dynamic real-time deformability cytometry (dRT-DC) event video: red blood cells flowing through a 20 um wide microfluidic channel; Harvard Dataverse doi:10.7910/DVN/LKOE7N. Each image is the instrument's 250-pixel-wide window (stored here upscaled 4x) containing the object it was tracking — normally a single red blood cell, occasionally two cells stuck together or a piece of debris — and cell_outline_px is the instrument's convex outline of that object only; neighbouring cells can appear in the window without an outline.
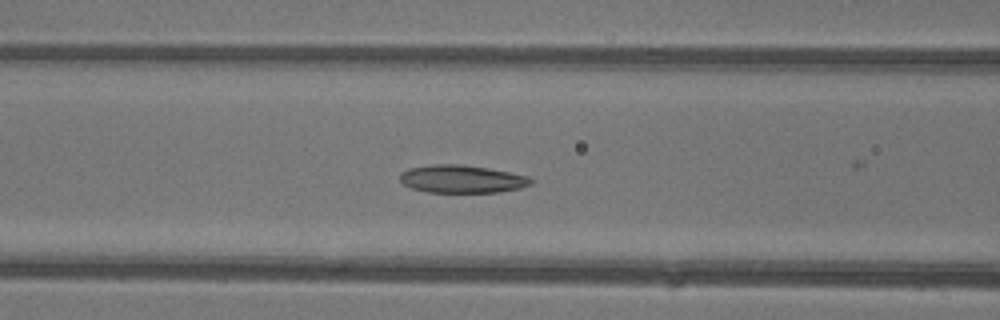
{"species": "common noctule bat (a hibernating species)", "species_latin": "Nyctalus noctula", "temperature_condition": "warm", "stored_images_in_passage": 24, "camera_frame_rate_fps": 3000, "um_per_image_px": 0.085, "animal": {"sex": "female"}, "frame": {"image": 1, "passage_image": 11, "time_ms": 3.333, "image_size_px": [1000, 320], "cell_outline_px": [[532, 184], [520, 188], [500, 192], [428, 192], [412, 188], [404, 184], [400, 180], [400, 176], [408, 168], [432, 164], [456, 164], [488, 168], [528, 176], [532, 180]], "centroid_in_image_um": [39.27, 15.22], "position_along_channel_um": 127.3, "area_um2": 21.04}}
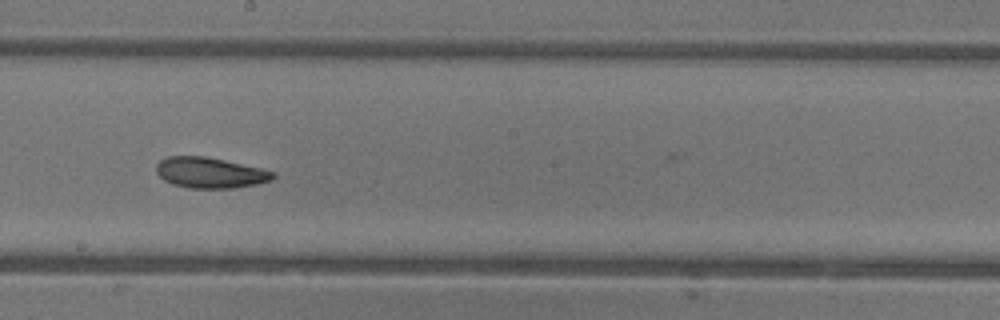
{"frame": {"image": 2, "passage_image": 18, "time_ms": 5.667, "image_size_px": [1000, 320], "cell_outline_px": [[276, 176], [272, 180], [256, 184], [236, 188], [192, 188], [172, 184], [164, 180], [156, 172], [156, 164], [160, 160], [168, 156], [204, 156], [224, 160], [260, 168], [276, 172]], "centroid_in_image_um": [17.86, 14.68], "position_along_channel_um": 230.3, "area_um2": 20.87}}
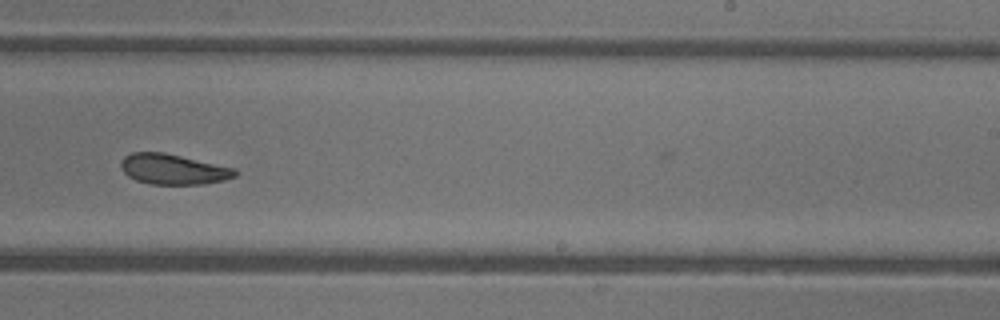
{"frame": {"image": 3, "passage_image": 21, "time_ms": 6.667, "image_size_px": [1000, 320], "cell_outline_px": [[240, 172], [236, 176], [224, 180], [204, 184], [148, 184], [136, 180], [128, 176], [120, 168], [120, 164], [124, 156], [132, 152], [164, 152], [236, 168]], "centroid_in_image_um": [14.74, 14.38], "position_along_channel_um": 274.3, "area_um2": 20.4}}